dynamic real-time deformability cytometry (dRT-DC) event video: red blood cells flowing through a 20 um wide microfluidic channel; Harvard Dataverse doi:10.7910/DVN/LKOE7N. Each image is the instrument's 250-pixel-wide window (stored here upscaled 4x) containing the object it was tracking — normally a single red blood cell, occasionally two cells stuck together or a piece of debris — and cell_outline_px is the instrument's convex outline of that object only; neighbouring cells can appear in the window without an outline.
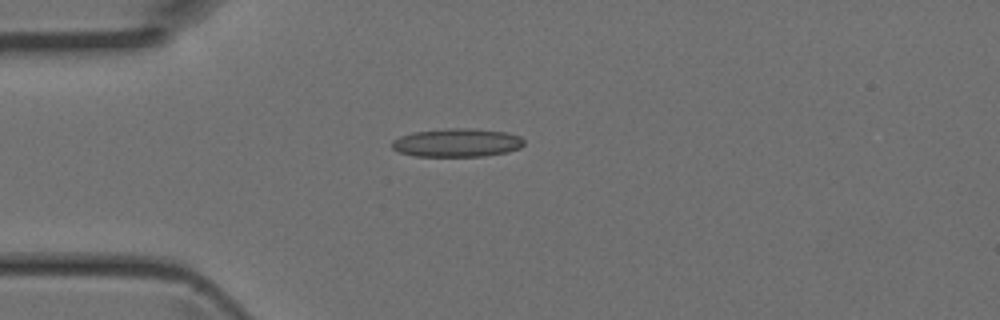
{"species": "Egyptian fruit bat (a non-hibernating species)", "species_latin": "Rousettus aegyptiacus", "temperature_condition": "room temperature", "stored_images_in_passage": 2, "camera_frame_rate_fps": 3000, "um_per_image_px": 0.085, "animal": {"sex": "female"}, "frame": {"image": 1, "passage_image": 1, "time_ms": 0.0, "image_size_px": [1000, 320], "cell_outline_px": [[524, 144], [520, 148], [508, 152], [484, 156], [416, 156], [400, 152], [392, 148], [392, 140], [400, 136], [412, 132], [448, 128], [476, 128], [508, 132], [520, 136], [524, 140]], "centroid_in_image_um": [38.88, 12.12], "position_along_channel_um": 46.1, "area_um2": 22.08}}